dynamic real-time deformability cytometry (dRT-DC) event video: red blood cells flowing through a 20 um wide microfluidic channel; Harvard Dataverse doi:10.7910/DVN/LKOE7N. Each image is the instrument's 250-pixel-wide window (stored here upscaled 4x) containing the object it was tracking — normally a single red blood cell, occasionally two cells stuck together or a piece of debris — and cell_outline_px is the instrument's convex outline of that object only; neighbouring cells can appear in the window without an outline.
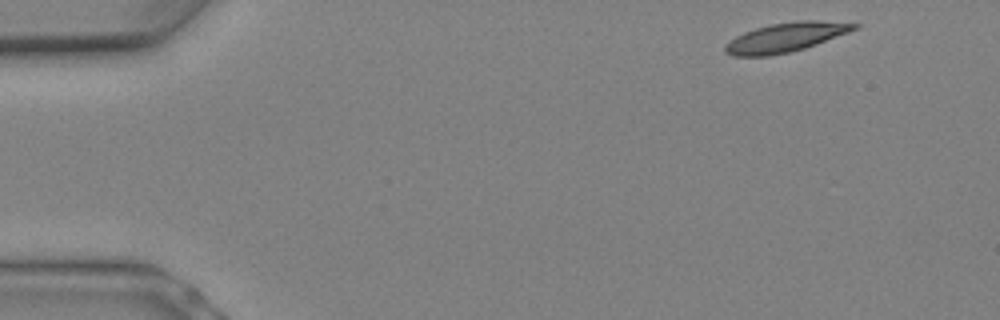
{"species": "Egyptian fruit bat (a non-hibernating species)", "species_latin": "Rousettus aegyptiacus", "temperature_condition": "warm", "stored_images_in_passage": 7, "camera_frame_rate_fps": 3000, "um_per_image_px": 0.085, "animal": {"sex": "female"}, "frame": {"image": 1, "passage_image": 1, "time_ms": 0.0, "image_size_px": [1000, 320], "cell_outline_px": [[860, 24], [856, 28], [848, 32], [816, 44], [804, 48], [788, 52], [768, 56], [732, 56], [724, 52], [724, 44], [736, 36], [744, 32], [756, 28], [772, 24], [800, 20], [816, 20]], "centroid_in_image_um": [66.72, 3.18], "position_along_channel_um": 18.3, "area_um2": 21.73}}
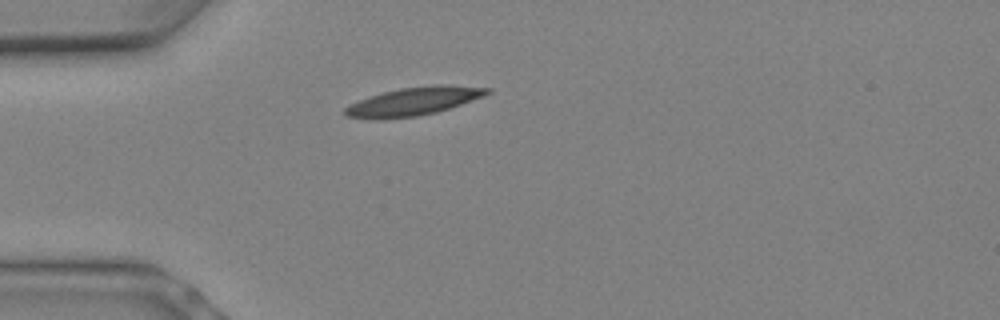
{"frame": {"image": 2, "passage_image": 5, "time_ms": 1.333, "image_size_px": [1000, 320], "cell_outline_px": [[492, 92], [484, 96], [436, 112], [416, 116], [380, 120], [376, 120], [344, 116], [344, 108], [368, 96], [400, 88], [436, 84], [440, 84], [492, 88]], "centroid_in_image_um": [35.14, 8.62], "position_along_channel_um": 49.9, "area_um2": 23.35}}
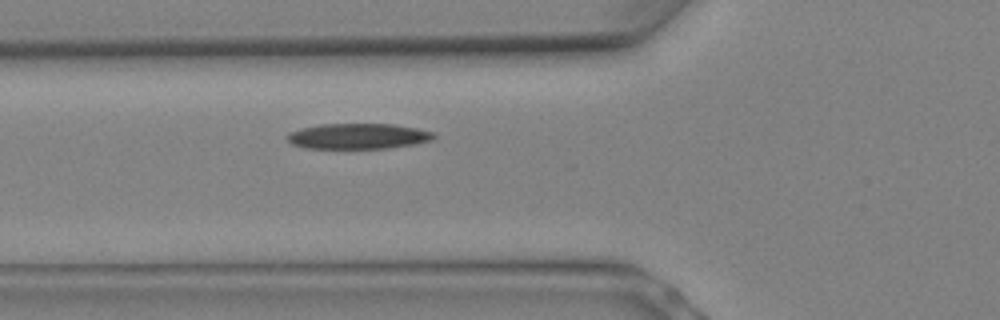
{"frame": {"image": 3, "passage_image": 7, "time_ms": 2.0, "image_size_px": [1000, 320], "cell_outline_px": [[436, 136], [432, 140], [412, 144], [388, 148], [304, 148], [292, 144], [288, 140], [288, 132], [300, 128], [320, 124], [396, 124], [416, 128], [432, 132]], "centroid_in_image_um": [30.41, 11.57], "position_along_channel_um": 95.4, "area_um2": 21.73}}